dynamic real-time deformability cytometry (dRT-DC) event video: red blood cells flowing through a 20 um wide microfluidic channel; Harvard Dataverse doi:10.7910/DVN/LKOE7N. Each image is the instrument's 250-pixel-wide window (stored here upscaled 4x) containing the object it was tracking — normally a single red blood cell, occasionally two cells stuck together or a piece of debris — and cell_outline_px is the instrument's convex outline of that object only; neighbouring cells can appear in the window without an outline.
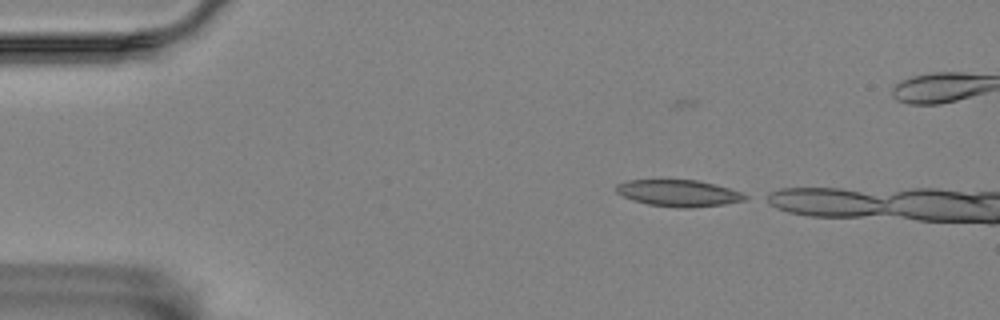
{"species": "Egyptian fruit bat (a non-hibernating species)", "species_latin": "Rousettus aegyptiacus", "temperature_condition": "room temperature", "stored_images_in_passage": 6, "camera_frame_rate_fps": 3000, "um_per_image_px": 0.085, "animal": {"sex": "female"}, "frame": {"image": 1, "passage_image": 4, "time_ms": 3.667, "image_size_px": [1000, 320], "cell_outline_px": [[748, 196], [744, 200], [724, 204], [692, 208], [676, 208], [648, 204], [632, 200], [616, 192], [616, 184], [628, 180], [696, 180], [716, 184], [740, 192]], "centroid_in_image_um": [57.66, 16.42], "position_along_channel_um": 27.3, "area_um2": 19.94}}